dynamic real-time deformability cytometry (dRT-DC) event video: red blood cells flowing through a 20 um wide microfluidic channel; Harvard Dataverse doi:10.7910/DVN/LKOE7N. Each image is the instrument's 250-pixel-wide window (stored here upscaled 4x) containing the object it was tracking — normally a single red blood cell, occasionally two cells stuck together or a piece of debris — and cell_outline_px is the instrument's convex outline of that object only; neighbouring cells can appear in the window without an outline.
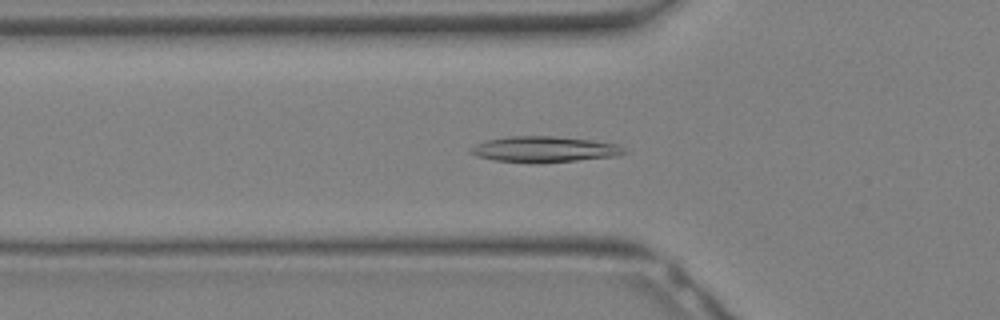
{"species": "Egyptian fruit bat (a non-hibernating species)", "species_latin": "Rousettus aegyptiacus", "temperature_condition": "warm", "stored_images_in_passage": 26, "camera_frame_rate_fps": 3000, "um_per_image_px": 0.085, "animal": {"sex": "female"}, "frame": {"image": 1, "passage_image": 5, "time_ms": 1.333, "image_size_px": [1000, 320], "cell_outline_px": [[628, 152], [620, 156], [536, 164], [496, 160], [476, 156], [468, 152], [476, 144], [488, 140], [508, 136], [552, 136], [592, 140], [616, 144], [624, 148]], "centroid_in_image_um": [46.3, 12.7], "position_along_channel_um": 79.5, "area_um2": 23.24}}
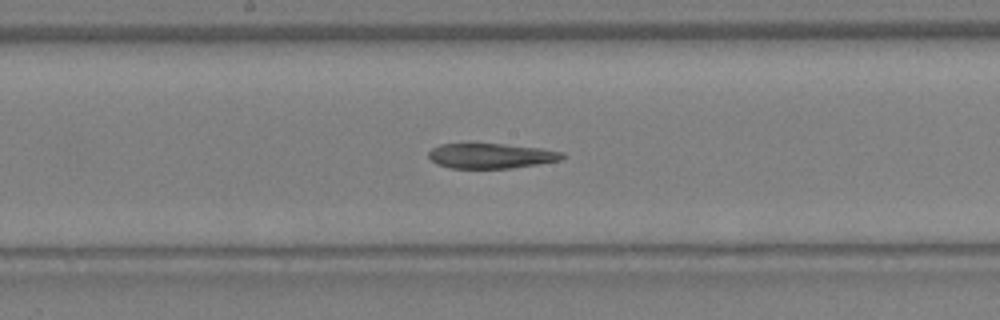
{"frame": {"image": 2, "passage_image": 11, "time_ms": 3.333, "image_size_px": [1000, 320], "cell_outline_px": [[564, 156], [560, 160], [512, 168], [448, 168], [436, 164], [428, 156], [428, 152], [432, 148], [440, 144], [468, 140], [540, 148], [564, 152]], "centroid_in_image_um": [41.63, 13.2], "position_along_channel_um": 206.6, "area_um2": 20.35}}
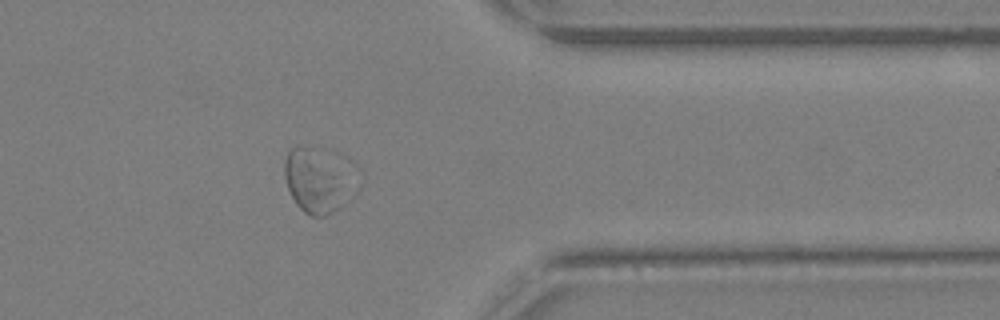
{"frame": {"image": 3, "passage_image": 20, "time_ms": 6.333, "image_size_px": [1000, 320], "cell_outline_px": [[340, 208], [324, 216], [312, 216], [304, 212], [296, 204], [288, 188], [284, 176], [284, 160], [288, 152], [296, 144], [300, 144], [308, 148], [336, 176]], "centroid_in_image_um": [26.41, 15.5], "position_along_channel_um": 385.0, "area_um2": 20.23}}